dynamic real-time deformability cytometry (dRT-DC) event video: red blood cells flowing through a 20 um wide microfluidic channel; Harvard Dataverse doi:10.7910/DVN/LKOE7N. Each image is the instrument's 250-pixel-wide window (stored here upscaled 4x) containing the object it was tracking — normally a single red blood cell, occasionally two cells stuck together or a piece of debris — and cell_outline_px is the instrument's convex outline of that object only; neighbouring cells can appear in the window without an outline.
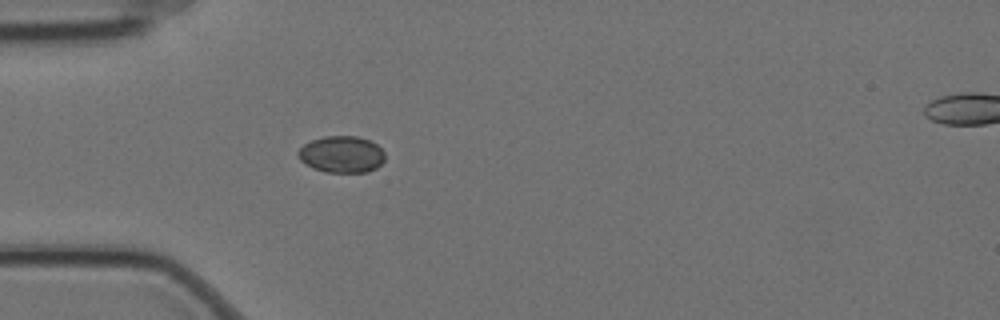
{"species": "Egyptian fruit bat (a non-hibernating species)", "species_latin": "Rousettus aegyptiacus", "temperature_condition": "cold", "stored_images_in_passage": 2, "camera_frame_rate_fps": 3000, "um_per_image_px": 0.085, "animal": {"sex": "female"}, "frame": {"image": 1, "passage_image": 1, "time_ms": 0.0, "image_size_px": [1000, 320], "cell_outline_px": [[384, 160], [376, 168], [368, 172], [324, 172], [312, 168], [304, 164], [300, 160], [296, 152], [304, 144], [312, 140], [324, 136], [356, 136], [368, 140], [376, 144], [384, 152]], "centroid_in_image_um": [29.01, 13.13], "position_along_channel_um": 56.0, "area_um2": 18.61}}